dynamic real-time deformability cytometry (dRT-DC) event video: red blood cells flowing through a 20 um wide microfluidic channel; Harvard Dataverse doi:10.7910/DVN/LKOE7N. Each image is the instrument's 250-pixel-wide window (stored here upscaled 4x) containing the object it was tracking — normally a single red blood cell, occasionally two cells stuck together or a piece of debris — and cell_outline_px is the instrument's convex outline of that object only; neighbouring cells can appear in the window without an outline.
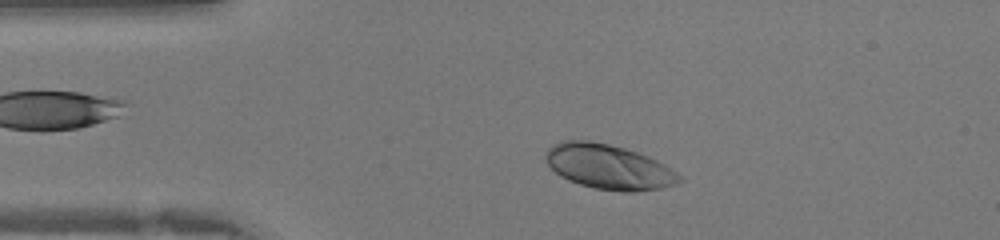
{"species": "human", "species_latin": "Homo sapiens", "temperature_condition": "warm", "stored_images_in_passage": 38, "camera_frame_rate_fps": 3000, "um_per_image_px": 0.085, "donor": {"sex": "female"}, "frame": {"image": 1, "passage_image": 5, "time_ms": 1.333, "image_size_px": [1000, 240], "cell_outline_px": [[684, 180], [676, 184], [660, 188], [632, 192], [620, 192], [596, 188], [580, 184], [568, 180], [560, 176], [544, 160], [544, 156], [548, 148], [552, 144], [560, 140], [588, 140], [608, 144], [624, 148], [648, 156], [664, 164], [684, 176]], "centroid_in_image_um": [51.74, 14.18], "position_along_channel_um": 33.3, "area_um2": 35.08}}
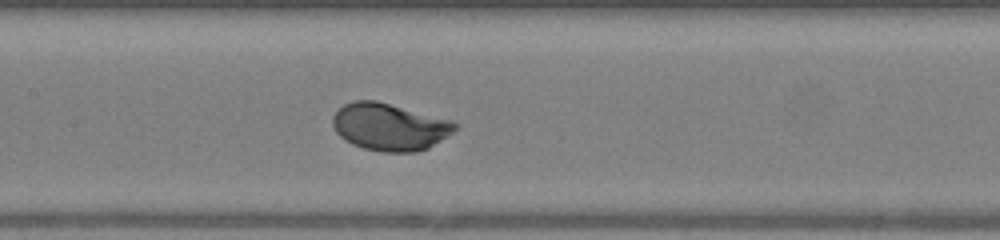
{"frame": {"image": 2, "passage_image": 16, "time_ms": 5.0, "image_size_px": [1000, 240], "cell_outline_px": [[460, 124], [452, 132], [428, 148], [416, 152], [380, 152], [364, 148], [352, 144], [344, 140], [336, 132], [332, 124], [332, 116], [344, 104], [352, 100], [376, 100], [452, 120]], "centroid_in_image_um": [33.1, 10.78], "position_along_channel_um": 174.3, "area_um2": 33.76}}
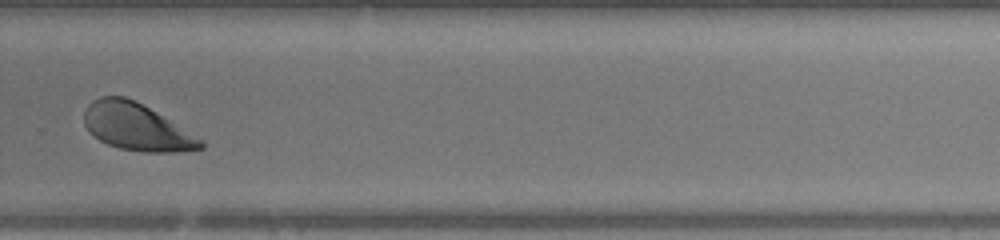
{"frame": {"image": 3, "passage_image": 25, "time_ms": 8.0, "image_size_px": [1000, 240], "cell_outline_px": [[204, 148], [176, 152], [144, 152], [120, 148], [108, 144], [100, 140], [88, 132], [84, 124], [84, 112], [88, 104], [92, 100], [100, 96], [124, 96], [156, 112], [204, 140]], "centroid_in_image_um": [11.58, 10.8], "position_along_channel_um": 318.2, "area_um2": 31.73}}